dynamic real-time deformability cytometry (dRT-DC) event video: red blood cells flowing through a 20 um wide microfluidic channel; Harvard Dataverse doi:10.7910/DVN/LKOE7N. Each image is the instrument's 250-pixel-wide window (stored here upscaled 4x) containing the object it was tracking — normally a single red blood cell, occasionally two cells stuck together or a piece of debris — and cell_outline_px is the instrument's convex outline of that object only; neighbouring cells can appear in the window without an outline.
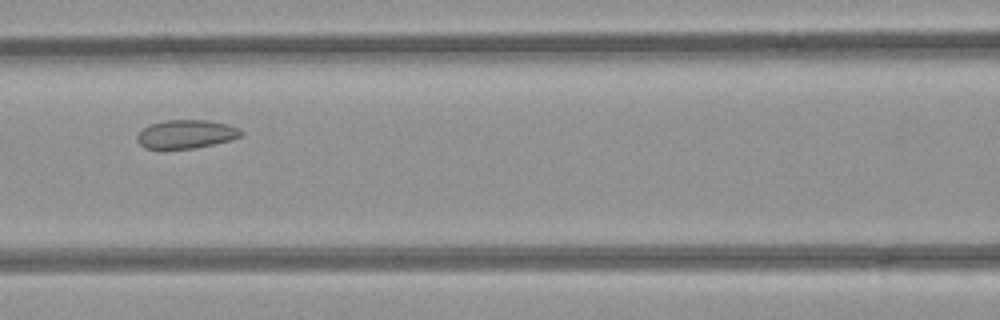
{"species": "common noctule bat (a hibernating species)", "species_latin": "Nyctalus noctula", "temperature_condition": "room temperature", "stored_images_in_passage": 11, "camera_frame_rate_fps": 3000, "um_per_image_px": 0.085, "animal": {"sex": "female", "body_mass_g": 21.9}, "frame": {"image": 1, "passage_image": 8, "time_ms": 2.333, "image_size_px": [1000, 320], "cell_outline_px": [[244, 136], [232, 140], [196, 148], [160, 152], [144, 148], [136, 140], [136, 136], [144, 128], [152, 124], [164, 120], [208, 120], [228, 124], [244, 132]], "centroid_in_image_um": [15.79, 11.45], "position_along_channel_um": 150.8, "area_um2": 18.03}}
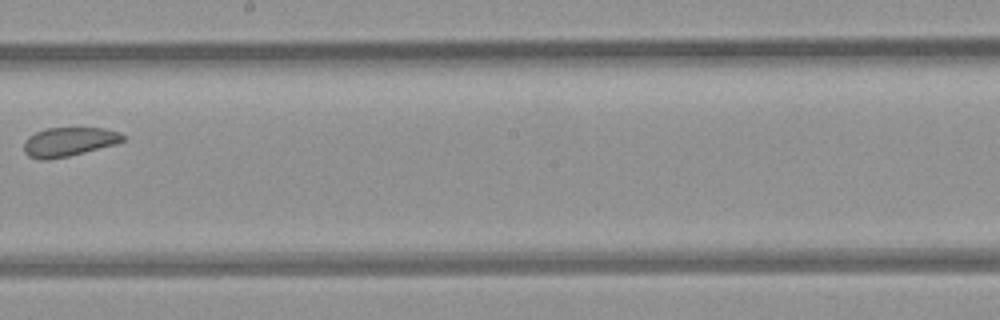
{"frame": {"image": 2, "passage_image": 10, "time_ms": 3.0, "image_size_px": [1000, 320], "cell_outline_px": [[128, 136], [124, 140], [116, 144], [68, 156], [44, 160], [40, 160], [28, 156], [24, 152], [24, 140], [28, 136], [36, 132], [48, 128], [104, 128], [120, 132]], "centroid_in_image_um": [5.87, 12.05], "position_along_channel_um": 242.3, "area_um2": 16.82}}
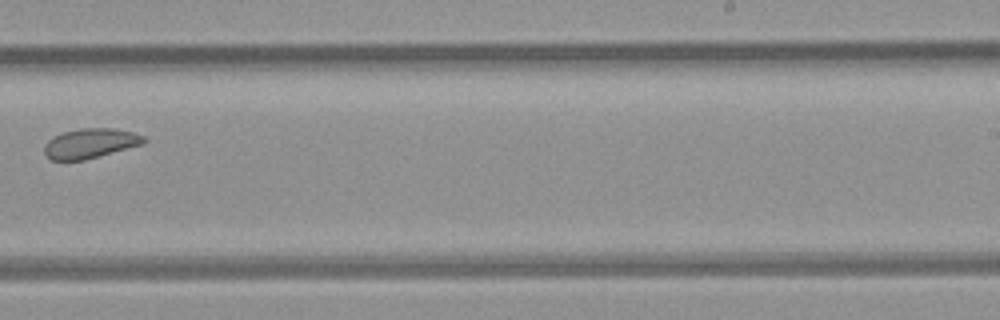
{"frame": {"image": 3, "passage_image": 11, "time_ms": 3.333, "image_size_px": [1000, 320], "cell_outline_px": [[148, 140], [144, 144], [84, 160], [48, 160], [44, 152], [44, 148], [48, 140], [52, 136], [64, 132], [80, 128], [112, 128], [132, 132], [144, 136]], "centroid_in_image_um": [7.67, 12.19], "position_along_channel_um": 281.3, "area_um2": 17.34}}